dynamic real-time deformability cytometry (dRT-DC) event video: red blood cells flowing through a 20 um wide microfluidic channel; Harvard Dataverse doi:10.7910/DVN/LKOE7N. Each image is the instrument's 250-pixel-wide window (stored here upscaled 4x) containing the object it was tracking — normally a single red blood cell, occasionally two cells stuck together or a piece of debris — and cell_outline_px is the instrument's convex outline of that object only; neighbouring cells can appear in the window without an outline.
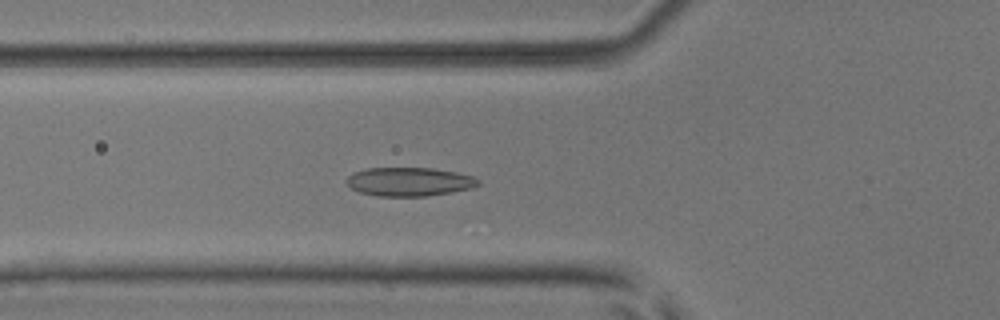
{"species": "common noctule bat (a hibernating species)", "species_latin": "Nyctalus noctula", "temperature_condition": "room temperature", "stored_images_in_passage": 54, "camera_frame_rate_fps": 3000, "um_per_image_px": 0.085, "animal": {"sex": "male", "body_mass_g": 17.9, "forearm_length_mm": 54.2}, "frame": {"image": 1, "passage_image": 20, "time_ms": 6.333, "image_size_px": [1000, 320], "cell_outline_px": [[480, 184], [472, 188], [452, 192], [428, 196], [376, 196], [360, 192], [352, 188], [344, 180], [352, 172], [368, 168], [432, 168], [456, 172], [472, 176], [480, 180]], "centroid_in_image_um": [34.78, 15.44], "position_along_channel_um": 91.0, "area_um2": 22.14}}
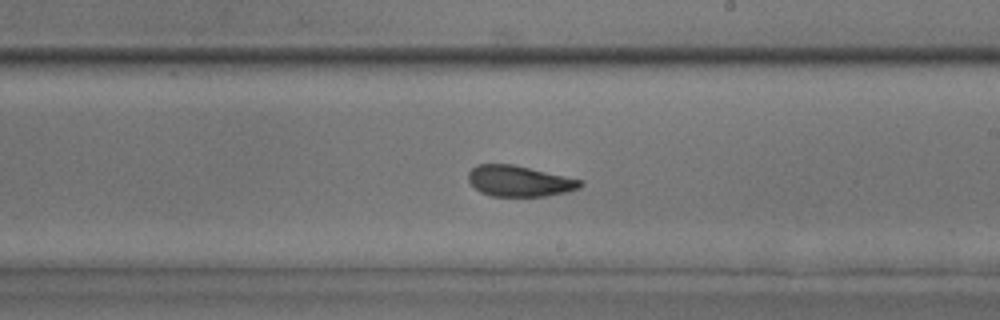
{"frame": {"image": 2, "passage_image": 32, "time_ms": 10.333, "image_size_px": [1000, 320], "cell_outline_px": [[584, 184], [580, 188], [568, 192], [544, 196], [492, 196], [480, 192], [468, 180], [468, 172], [476, 164], [512, 164], [564, 176], [580, 180]], "centroid_in_image_um": [44.12, 15.39], "position_along_channel_um": 244.9, "area_um2": 20.0}}
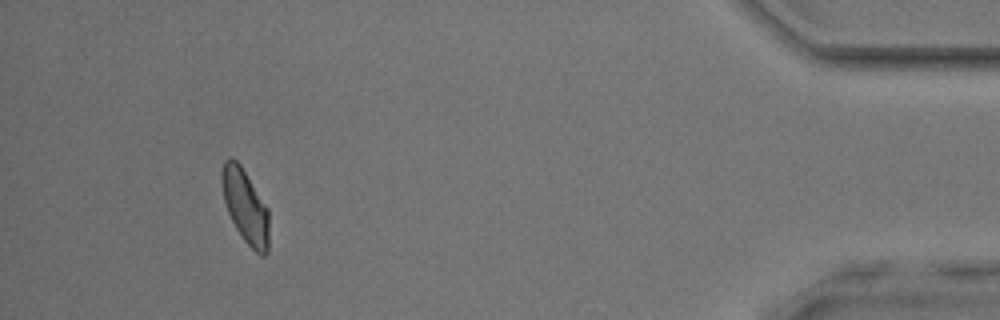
{"frame": {"image": 3, "passage_image": 50, "time_ms": 16.333, "image_size_px": [1000, 320], "cell_outline_px": [[268, 252], [264, 256], [260, 256], [244, 240], [236, 228], [228, 212], [224, 200], [220, 180], [220, 172], [224, 160], [228, 156], [232, 156], [240, 164], [268, 208]], "centroid_in_image_um": [20.83, 17.49], "position_along_channel_um": 414.4, "area_um2": 20.35}, "authors_computed_cell_mechanics": {"area_um2": 20.8369, "velocity_mm_per_s": 3.8588, "shape_relaxation_time_tau1_ms": 4.3446, "shape_relaxation_time_tau2_ms": 1.2999, "deformation_change_tau1": 0.1157, "deformation_change_tau2": 0.0716}}